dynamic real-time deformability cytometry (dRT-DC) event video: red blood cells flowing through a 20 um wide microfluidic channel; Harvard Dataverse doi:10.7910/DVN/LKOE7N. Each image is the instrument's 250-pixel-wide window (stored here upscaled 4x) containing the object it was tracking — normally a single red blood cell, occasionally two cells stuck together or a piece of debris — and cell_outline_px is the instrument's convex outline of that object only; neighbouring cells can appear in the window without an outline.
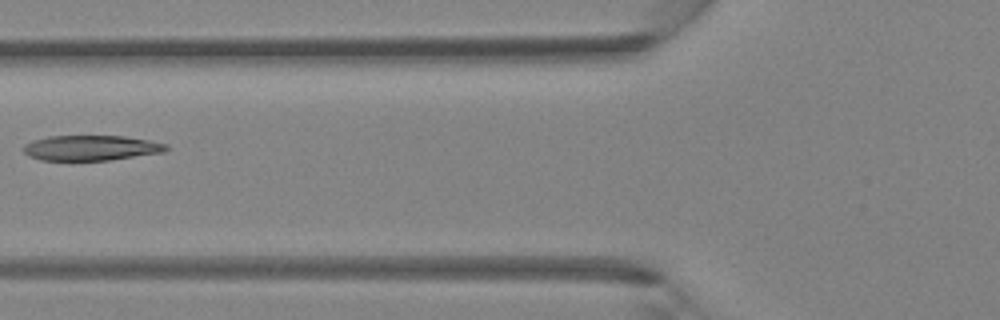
{"species": "Egyptian fruit bat (a non-hibernating species)", "species_latin": "Rousettus aegyptiacus", "temperature_condition": "room temperature", "stored_images_in_passage": 5, "camera_frame_rate_fps": 3000, "um_per_image_px": 0.085, "animal": {"sex": "female"}, "frame": {"image": 1, "passage_image": 5, "time_ms": 1.333, "image_size_px": [1000, 320], "cell_outline_px": [[168, 148], [164, 152], [108, 160], [40, 160], [28, 156], [24, 152], [24, 144], [32, 140], [48, 136], [124, 136], [148, 140], [168, 144]], "centroid_in_image_um": [7.72, 12.57], "position_along_channel_um": 118.1, "area_um2": 20.92}}